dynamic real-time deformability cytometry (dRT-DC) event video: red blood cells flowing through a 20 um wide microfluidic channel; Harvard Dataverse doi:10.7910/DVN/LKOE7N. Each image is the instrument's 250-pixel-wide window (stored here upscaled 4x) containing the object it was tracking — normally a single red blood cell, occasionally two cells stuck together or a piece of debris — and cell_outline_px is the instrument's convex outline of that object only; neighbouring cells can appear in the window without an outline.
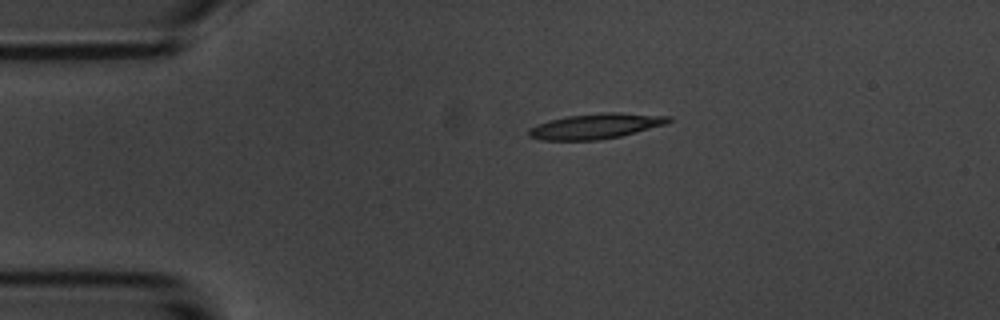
{"species": "common noctule bat (a hibernating species)", "species_latin": "Nyctalus noctula", "temperature_condition": "room temperature", "stored_images_in_passage": 3, "camera_frame_rate_fps": 3000, "um_per_image_px": 0.085, "animal": {"sex": "male", "body_mass_g": 20.1, "forearm_length_mm": 53.5}, "frame": {"image": 1, "passage_image": 1, "time_ms": 0.0, "image_size_px": [1000, 320], "cell_outline_px": [[672, 120], [664, 124], [636, 132], [620, 136], [596, 140], [540, 140], [528, 136], [528, 128], [536, 124], [548, 120], [568, 116], [604, 112], [620, 112], [672, 116]], "centroid_in_image_um": [50.6, 10.71], "position_along_channel_um": 34.4, "area_um2": 20.63}}